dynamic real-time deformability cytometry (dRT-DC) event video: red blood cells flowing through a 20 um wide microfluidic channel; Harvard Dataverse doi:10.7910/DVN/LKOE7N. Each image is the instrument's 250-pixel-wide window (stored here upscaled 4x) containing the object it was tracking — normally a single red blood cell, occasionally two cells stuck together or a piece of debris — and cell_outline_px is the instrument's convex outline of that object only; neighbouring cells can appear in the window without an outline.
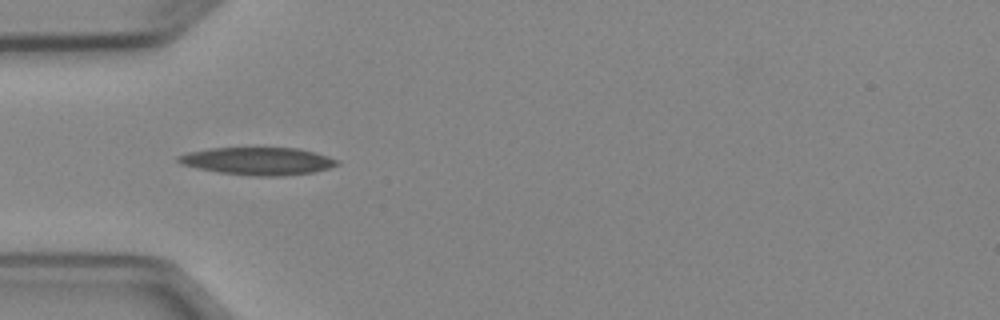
{"species": "Egyptian fruit bat (a non-hibernating species)", "species_latin": "Rousettus aegyptiacus", "temperature_condition": "cold", "stored_images_in_passage": 7, "camera_frame_rate_fps": 3000, "um_per_image_px": 0.085, "animal": {"sex": "female"}, "frame": {"image": 1, "passage_image": 5, "time_ms": 4.667, "image_size_px": [1000, 320], "cell_outline_px": [[340, 164], [328, 168], [312, 172], [280, 176], [256, 176], [220, 172], [180, 164], [176, 160], [176, 156], [188, 152], [208, 148], [296, 148], [316, 152], [340, 160]], "centroid_in_image_um": [21.93, 13.68], "position_along_channel_um": 63.1, "area_um2": 25.43}}
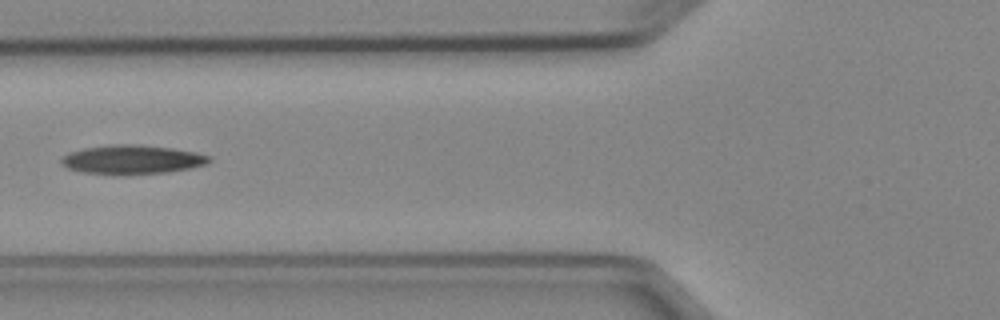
{"frame": {"image": 2, "passage_image": 6, "time_ms": 6.0, "image_size_px": [1000, 320], "cell_outline_px": [[212, 160], [208, 164], [168, 172], [116, 176], [84, 172], [68, 168], [60, 164], [60, 160], [68, 152], [84, 148], [112, 144], [140, 144], [172, 148], [196, 152], [212, 156]], "centroid_in_image_um": [11.23, 13.57], "position_along_channel_um": 114.6, "area_um2": 25.49}}